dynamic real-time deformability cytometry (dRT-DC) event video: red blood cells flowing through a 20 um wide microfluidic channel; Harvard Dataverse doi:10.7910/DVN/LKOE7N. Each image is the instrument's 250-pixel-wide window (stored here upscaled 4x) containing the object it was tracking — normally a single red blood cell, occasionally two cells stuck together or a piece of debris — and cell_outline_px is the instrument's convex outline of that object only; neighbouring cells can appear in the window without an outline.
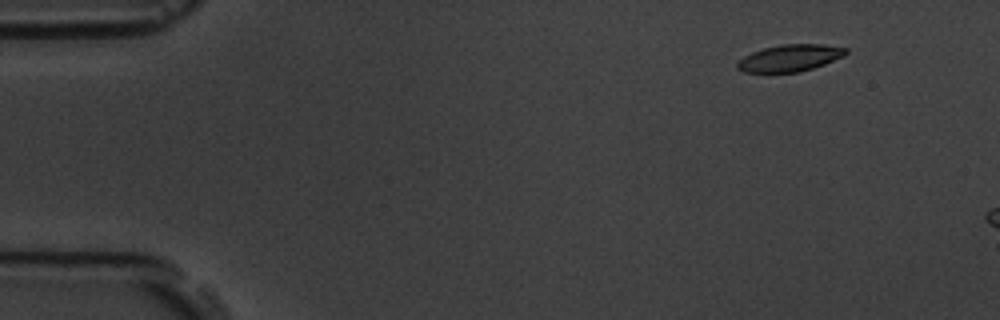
{"species": "common noctule bat (a hibernating species)", "species_latin": "Nyctalus noctula", "temperature_condition": "room temperature", "stored_images_in_passage": 3, "camera_frame_rate_fps": 3000, "um_per_image_px": 0.085, "animal": {"sex": "male", "body_mass_g": 19.5, "forearm_length_mm": 54.6}, "frame": {"image": 1, "passage_image": 1, "time_ms": 0.0, "image_size_px": [1000, 320], "cell_outline_px": [[848, 52], [844, 56], [824, 64], [800, 72], [744, 72], [736, 68], [736, 64], [744, 56], [752, 52], [764, 48], [784, 44], [824, 44], [848, 48]], "centroid_in_image_um": [67.16, 4.92], "position_along_channel_um": 17.8, "area_um2": 16.94}}